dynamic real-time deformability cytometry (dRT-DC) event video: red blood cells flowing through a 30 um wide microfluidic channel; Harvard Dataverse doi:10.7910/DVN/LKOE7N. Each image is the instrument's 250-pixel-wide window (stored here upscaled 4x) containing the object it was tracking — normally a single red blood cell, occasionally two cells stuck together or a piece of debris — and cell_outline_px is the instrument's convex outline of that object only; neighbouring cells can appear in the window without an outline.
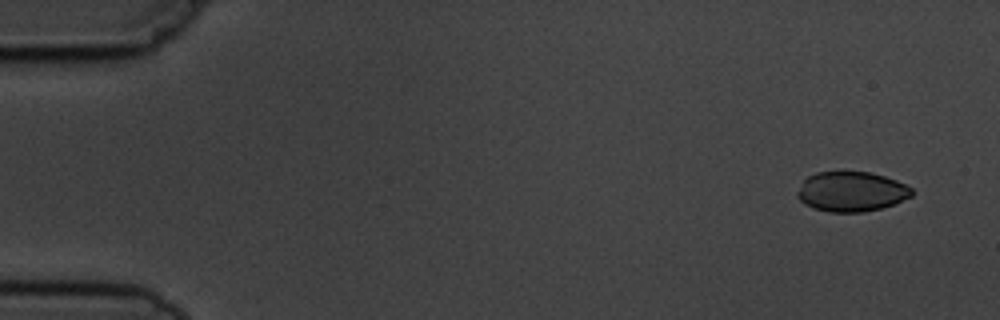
{"species": "common noctule bat (a hibernating species)", "species_latin": "Nyctalus noctula", "temperature_condition": "cold", "stored_images_in_passage": 5, "camera_frame_rate_fps": 3000, "um_per_image_px": 0.085, "animal": {"sex": "male", "body_mass_g": 19.5, "forearm_length_mm": 54.6}, "frame": {"image": 1, "passage_image": 1, "time_ms": 0.0, "image_size_px": [1000, 320], "cell_outline_px": [[912, 196], [896, 204], [864, 212], [828, 212], [812, 208], [804, 204], [796, 196], [796, 192], [804, 180], [808, 176], [816, 172], [844, 168], [872, 172], [896, 180], [912, 188]], "centroid_in_image_um": [72.34, 16.24], "position_along_channel_um": 12.7, "area_um2": 27.57}}